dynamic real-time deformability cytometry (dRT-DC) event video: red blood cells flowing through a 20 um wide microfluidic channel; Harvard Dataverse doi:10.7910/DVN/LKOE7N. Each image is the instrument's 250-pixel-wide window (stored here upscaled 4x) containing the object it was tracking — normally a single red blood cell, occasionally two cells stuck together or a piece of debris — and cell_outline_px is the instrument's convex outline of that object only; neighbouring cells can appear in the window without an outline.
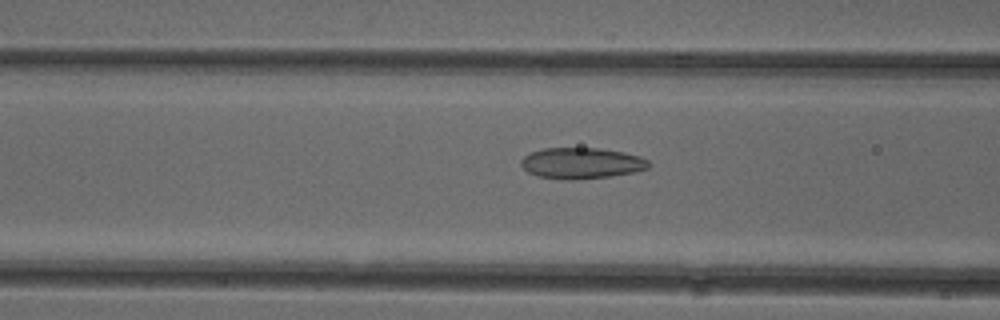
{"species": "common noctule bat (a hibernating species)", "species_latin": "Nyctalus noctula", "temperature_condition": "cold", "stored_images_in_passage": 15, "camera_frame_rate_fps": 3000, "um_per_image_px": 0.085, "animal": {"sex": "female"}, "frame": {"image": 1, "passage_image": 13, "time_ms": 4.0, "image_size_px": [1000, 320], "cell_outline_px": [[652, 164], [648, 168], [636, 172], [612, 176], [576, 180], [564, 180], [540, 176], [528, 172], [520, 164], [520, 160], [524, 156], [532, 152], [544, 148], [600, 148], [624, 152], [640, 156], [648, 160]], "centroid_in_image_um": [49.47, 13.87], "position_along_channel_um": 117.1, "area_um2": 23.29}}